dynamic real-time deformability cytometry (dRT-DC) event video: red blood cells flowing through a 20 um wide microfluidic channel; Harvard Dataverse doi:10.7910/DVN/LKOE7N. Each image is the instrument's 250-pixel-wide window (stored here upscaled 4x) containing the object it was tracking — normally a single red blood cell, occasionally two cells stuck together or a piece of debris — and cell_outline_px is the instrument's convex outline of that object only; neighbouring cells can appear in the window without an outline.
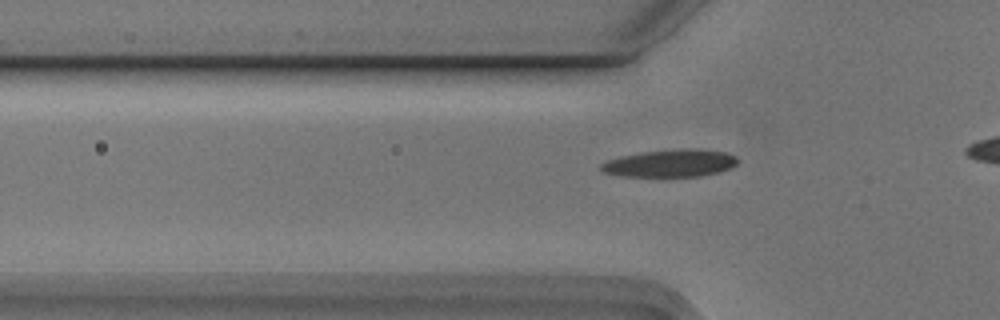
{"species": "Egyptian fruit bat (a non-hibernating species)", "species_latin": "Rousettus aegyptiacus", "temperature_condition": "cold", "stored_images_in_passage": 3, "camera_frame_rate_fps": 3000, "um_per_image_px": 0.085, "animal": {"sex": "male"}, "frame": {"image": 1, "passage_image": 3, "time_ms": 0.667, "image_size_px": [1000, 320], "cell_outline_px": [[736, 164], [720, 172], [700, 176], [620, 176], [604, 172], [600, 168], [600, 164], [608, 160], [620, 156], [640, 152], [680, 148], [696, 148], [724, 152], [736, 156]], "centroid_in_image_um": [56.96, 13.86], "position_along_channel_um": 68.8, "area_um2": 21.85}}